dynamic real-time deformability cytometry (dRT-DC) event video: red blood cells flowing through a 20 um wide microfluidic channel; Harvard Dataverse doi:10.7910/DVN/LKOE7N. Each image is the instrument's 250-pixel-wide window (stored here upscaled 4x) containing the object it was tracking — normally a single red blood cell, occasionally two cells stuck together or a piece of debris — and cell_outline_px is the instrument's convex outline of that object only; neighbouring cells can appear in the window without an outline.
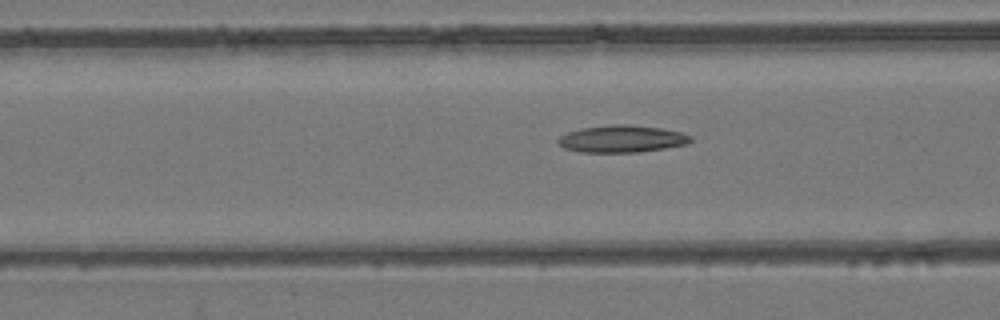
{"species": "common noctule bat (a hibernating species)", "species_latin": "Nyctalus noctula", "temperature_condition": "room temperature", "stored_images_in_passage": 19, "camera_frame_rate_fps": 3000, "um_per_image_px": 0.085, "animal": {"sex": "female", "body_mass_g": 24.6, "forearm_length_mm": 56.2}, "frame": {"image": 1, "passage_image": 11, "time_ms": 3.333, "image_size_px": [1000, 320], "cell_outline_px": [[692, 140], [688, 144], [640, 152], [580, 152], [564, 148], [556, 140], [560, 136], [568, 132], [580, 128], [612, 124], [628, 124], [660, 128], [680, 132], [692, 136]], "centroid_in_image_um": [52.85, 11.8], "position_along_channel_um": 113.7, "area_um2": 20.98}}